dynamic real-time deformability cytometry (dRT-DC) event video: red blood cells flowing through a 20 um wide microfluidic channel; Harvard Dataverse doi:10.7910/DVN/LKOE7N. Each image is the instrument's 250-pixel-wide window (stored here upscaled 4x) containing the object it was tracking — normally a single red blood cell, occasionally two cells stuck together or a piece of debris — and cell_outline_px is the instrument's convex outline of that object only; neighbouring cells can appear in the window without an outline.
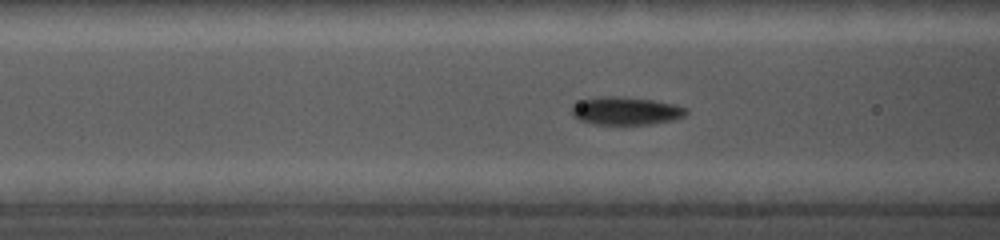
{"species": "common noctule bat (a hibernating species)", "species_latin": "Nyctalus noctula", "temperature_condition": "cold", "stored_images_in_passage": 41, "camera_frame_rate_fps": 5000, "um_per_image_px": 0.085, "animal": {"sex": "female", "body_mass_g": 19.0, "forearm_length_mm": 56.7}, "frame": {"image": 1, "passage_image": 17, "time_ms": 6.2, "image_size_px": [1000, 240], "cell_outline_px": [[688, 112], [684, 116], [676, 120], [652, 124], [624, 128], [592, 124], [580, 120], [572, 116], [572, 104], [580, 100], [600, 96], [616, 96], [652, 100], [676, 104], [688, 108]], "centroid_in_image_um": [53.2, 9.48], "position_along_channel_um": 113.4, "area_um2": 19.77}}
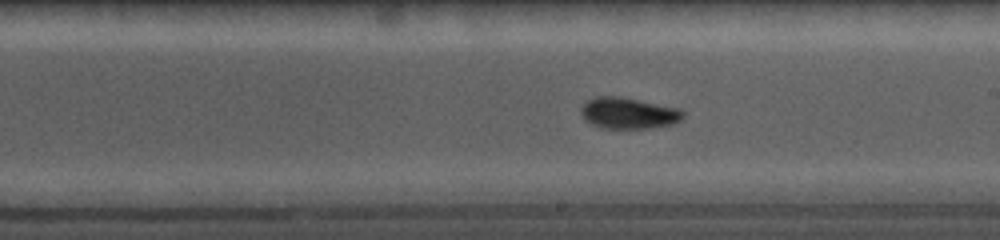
{"frame": {"image": 2, "passage_image": 26, "time_ms": 9.4, "image_size_px": [1000, 240], "cell_outline_px": [[684, 116], [680, 120], [672, 124], [648, 128], [600, 128], [584, 120], [580, 112], [580, 108], [588, 100], [596, 96], [620, 96], [680, 108], [684, 112]], "centroid_in_image_um": [53.4, 9.61], "position_along_channel_um": 235.6, "area_um2": 18.67}}
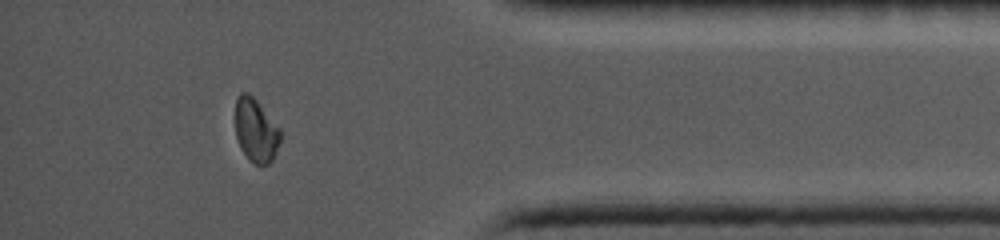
{"frame": {"image": 3, "passage_image": 37, "time_ms": 14.4, "image_size_px": [1000, 240], "cell_outline_px": [[280, 140], [272, 160], [268, 164], [256, 164], [248, 160], [240, 148], [236, 136], [236, 96], [240, 92], [248, 92], [256, 100], [280, 128]], "centroid_in_image_um": [21.73, 11.07], "position_along_channel_um": 413.5, "area_um2": 16.59}}